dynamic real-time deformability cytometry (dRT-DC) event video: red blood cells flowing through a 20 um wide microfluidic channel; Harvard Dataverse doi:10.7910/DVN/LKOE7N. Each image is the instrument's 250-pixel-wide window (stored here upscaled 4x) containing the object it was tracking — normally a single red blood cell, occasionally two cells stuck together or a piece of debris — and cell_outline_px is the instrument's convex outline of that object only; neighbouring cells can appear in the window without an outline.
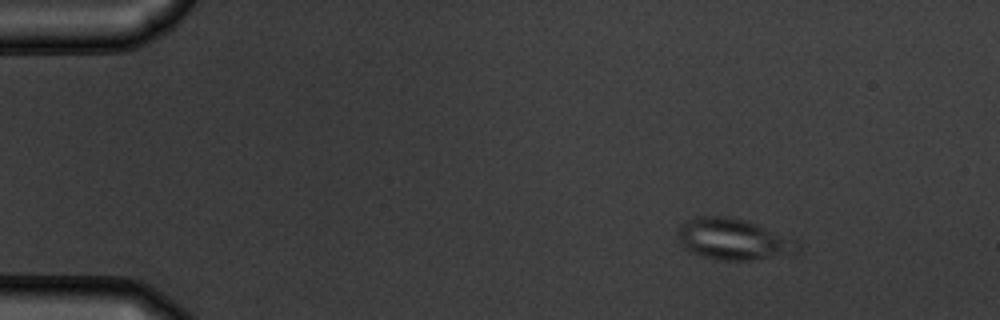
{"species": "common noctule bat (a hibernating species)", "species_latin": "Nyctalus noctula", "temperature_condition": "warm", "stored_images_in_passage": 47, "camera_frame_rate_fps": 3000, "um_per_image_px": 0.085, "animal": {"sex": "male", "body_mass_g": 19.5, "forearm_length_mm": 54.6}, "frame": {"image": 1, "passage_image": 1, "time_ms": 0.0, "image_size_px": [1000, 320], "cell_outline_px": [[800, 252], [752, 260], [716, 260], [700, 256], [688, 252], [684, 248], [680, 240], [680, 228], [688, 220], [696, 216], [724, 216], [744, 220], [756, 224], [800, 240]], "centroid_in_image_um": [62.4, 20.35], "position_along_channel_um": 22.6, "area_um2": 28.78}}
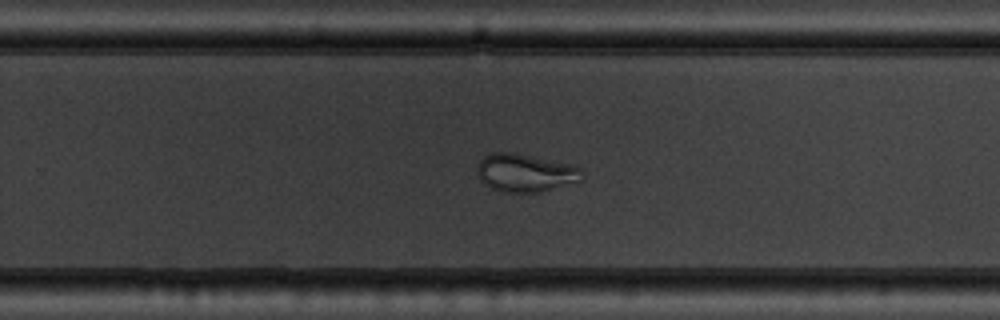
{"frame": {"image": 2, "passage_image": 29, "time_ms": 9.333, "image_size_px": [1000, 320], "cell_outline_px": [[584, 176], [580, 180], [540, 192], [500, 192], [484, 184], [476, 176], [476, 164], [484, 156], [492, 152], [512, 152], [572, 164], [580, 168]], "centroid_in_image_um": [44.59, 14.68], "position_along_channel_um": 285.2, "area_um2": 23.35}}
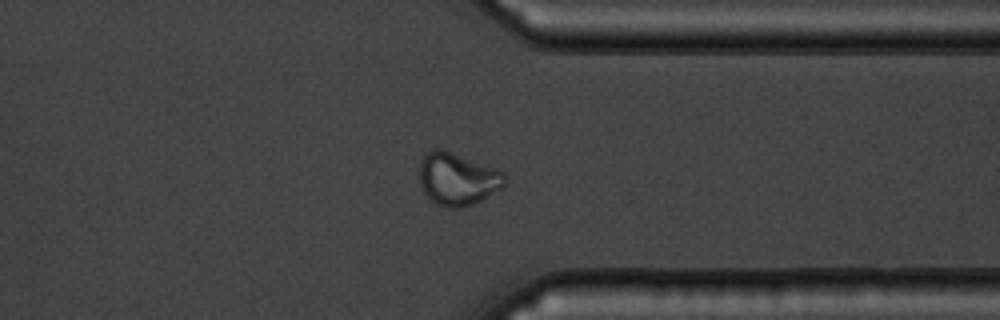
{"frame": {"image": 3, "passage_image": 36, "time_ms": 11.667, "image_size_px": [1000, 320], "cell_outline_px": [[508, 180], [500, 188], [480, 200], [472, 204], [460, 208], [448, 208], [436, 204], [424, 192], [420, 184], [420, 160], [432, 148], [440, 148], [496, 168], [504, 172]], "centroid_in_image_um": [38.88, 15.2], "position_along_channel_um": 372.5, "area_um2": 25.95}, "authors_computed_cell_mechanics": {"area_um2": 26.3568, "velocity_mm_per_s": 3.789, "shape_relaxation_time_tau1_ms": 6.0863, "shape_relaxation_time_tau2_ms": 1.169, "deformation_change_tau1": 0.1326, "deformation_change_tau2": 0.0465}}